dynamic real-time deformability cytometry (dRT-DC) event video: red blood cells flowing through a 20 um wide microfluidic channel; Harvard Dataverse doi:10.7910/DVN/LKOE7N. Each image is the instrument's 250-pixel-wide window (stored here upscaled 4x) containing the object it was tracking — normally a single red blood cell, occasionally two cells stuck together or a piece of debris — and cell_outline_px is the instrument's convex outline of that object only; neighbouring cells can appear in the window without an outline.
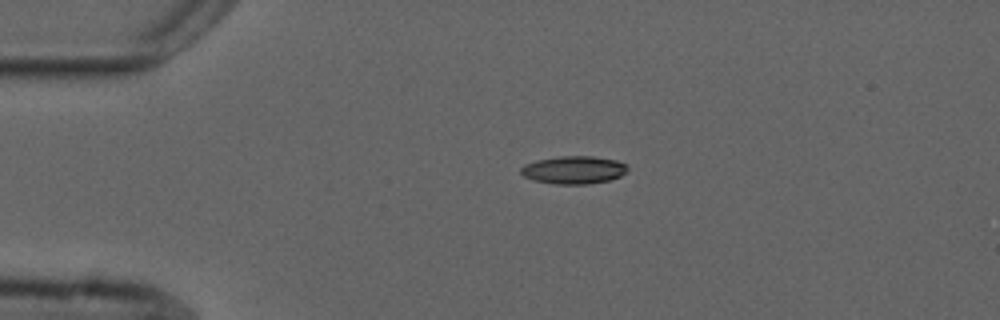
{"species": "common noctule bat (a hibernating species)", "species_latin": "Nyctalus noctula", "temperature_condition": "cold", "stored_images_in_passage": 4, "camera_frame_rate_fps": 3000, "um_per_image_px": 0.085, "animal": {"sex": "male", "forearm_length_mm": 52.5}, "frame": {"image": 1, "passage_image": 3, "time_ms": 3.0, "image_size_px": [1000, 320], "cell_outline_px": [[628, 172], [620, 176], [608, 180], [588, 184], [556, 184], [532, 180], [524, 176], [520, 172], [520, 168], [524, 164], [536, 160], [560, 156], [592, 156], [616, 160], [628, 164]], "centroid_in_image_um": [48.77, 14.44], "position_along_channel_um": 36.2, "area_um2": 17.46}}